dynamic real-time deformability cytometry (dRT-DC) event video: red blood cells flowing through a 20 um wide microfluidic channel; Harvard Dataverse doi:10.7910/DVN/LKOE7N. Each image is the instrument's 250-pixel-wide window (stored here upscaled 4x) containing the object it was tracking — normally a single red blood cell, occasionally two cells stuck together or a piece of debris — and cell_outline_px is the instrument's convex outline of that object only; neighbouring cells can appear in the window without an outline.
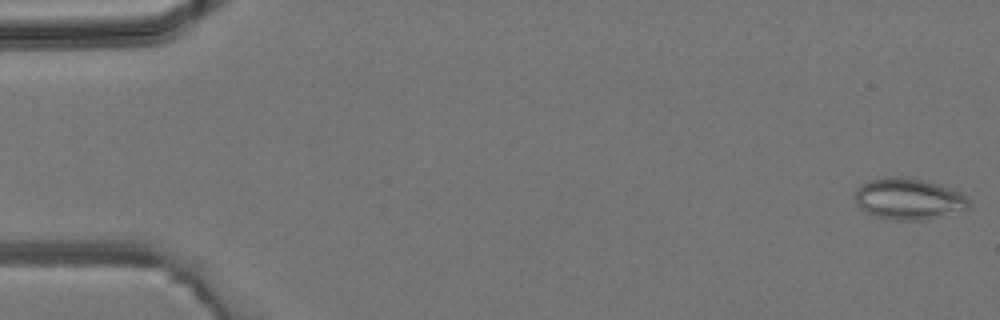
{"species": "common noctule bat (a hibernating species)", "species_latin": "Nyctalus noctula", "temperature_condition": "room temperature", "stored_images_in_passage": 43, "camera_frame_rate_fps": 3000, "um_per_image_px": 0.085, "animal": {"sex": "male", "body_mass_g": 19.2, "forearm_length_mm": 51.8}, "frame": {"image": 1, "passage_image": 1, "time_ms": 0.0, "image_size_px": [1000, 320], "cell_outline_px": [[972, 208], [928, 220], [892, 220], [876, 216], [860, 208], [856, 204], [856, 188], [860, 184], [868, 180], [888, 176], [900, 176], [924, 180], [960, 192], [968, 196], [972, 200]], "centroid_in_image_um": [77.28, 16.91], "position_along_channel_um": 7.7, "area_um2": 27.86}}
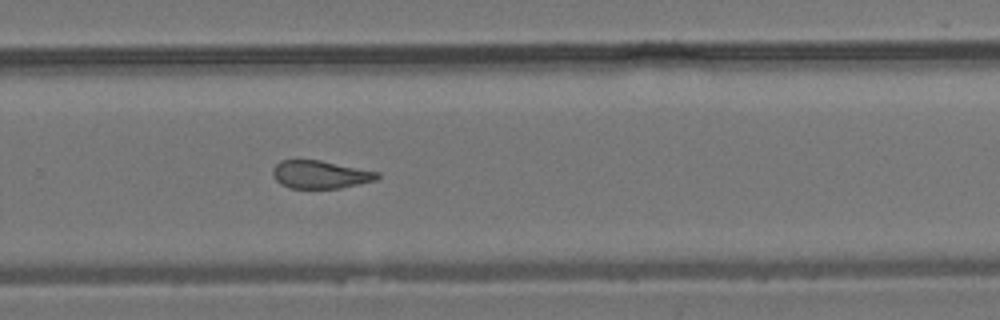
{"frame": {"image": 2, "passage_image": 29, "time_ms": 9.333, "image_size_px": [1000, 320], "cell_outline_px": [[380, 176], [376, 180], [340, 188], [288, 188], [280, 184], [276, 180], [272, 172], [272, 168], [280, 160], [320, 160], [380, 172]], "centroid_in_image_um": [27.21, 14.83], "position_along_channel_um": 302.6, "area_um2": 17.05}}
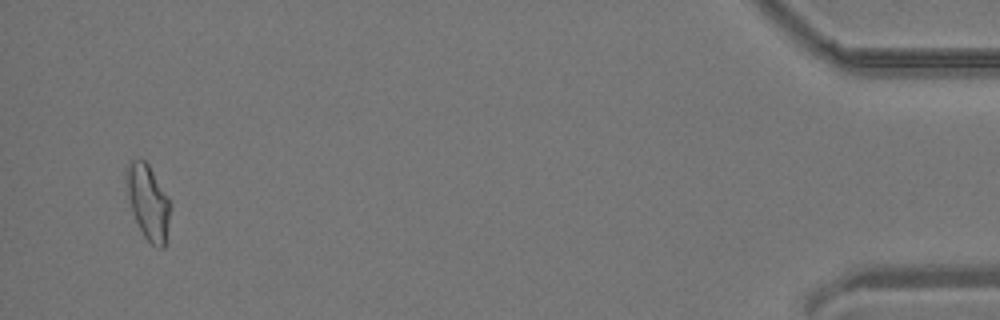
{"frame": {"image": 3, "passage_image": 42, "time_ms": 13.667, "image_size_px": [1000, 320], "cell_outline_px": [[172, 204], [164, 248], [156, 248], [144, 236], [132, 212], [128, 196], [128, 164], [132, 160], [144, 160], [148, 164], [168, 196]], "centroid_in_image_um": [12.64, 17.22], "position_along_channel_um": 422.6, "area_um2": 18.67}}